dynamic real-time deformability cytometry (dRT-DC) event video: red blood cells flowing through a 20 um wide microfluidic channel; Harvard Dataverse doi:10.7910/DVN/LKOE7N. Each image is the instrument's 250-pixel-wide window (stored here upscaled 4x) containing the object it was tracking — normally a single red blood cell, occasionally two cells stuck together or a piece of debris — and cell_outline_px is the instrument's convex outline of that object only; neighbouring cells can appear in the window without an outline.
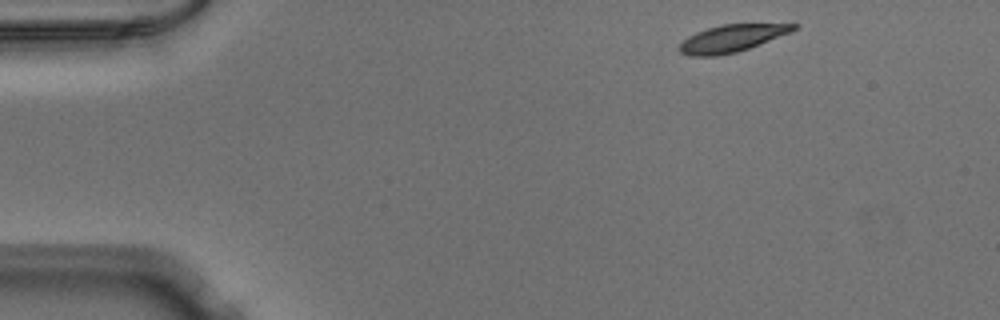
{"species": "Egyptian fruit bat (a non-hibernating species)", "species_latin": "Rousettus aegyptiacus", "temperature_condition": "warm", "stored_images_in_passage": 46, "camera_frame_rate_fps": 3000, "um_per_image_px": 0.085, "animal": {"sex": "male"}, "frame": {"image": 1, "passage_image": 1, "time_ms": 0.0, "image_size_px": [1000, 320], "cell_outline_px": [[800, 28], [748, 48], [736, 52], [716, 56], [692, 56], [680, 52], [676, 48], [688, 36], [696, 32], [720, 24], [800, 24]], "centroid_in_image_um": [62.17, 3.25], "position_along_channel_um": 22.8, "area_um2": 17.92}}
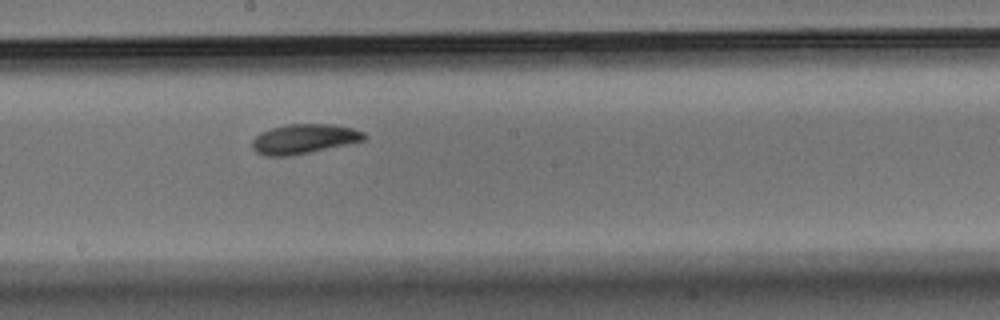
{"frame": {"image": 2, "passage_image": 23, "time_ms": 7.333, "image_size_px": [1000, 320], "cell_outline_px": [[368, 136], [364, 140], [308, 152], [288, 156], [264, 156], [256, 152], [252, 148], [252, 140], [260, 132], [272, 128], [288, 124], [332, 124], [352, 128], [364, 132]], "centroid_in_image_um": [25.81, 11.8], "position_along_channel_um": 222.4, "area_um2": 19.13}}
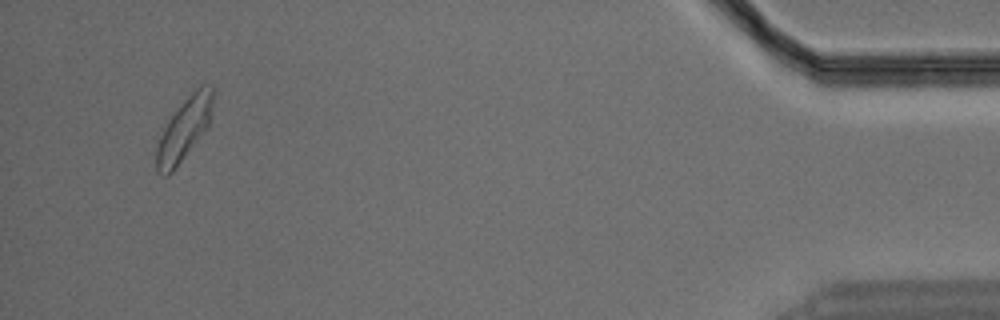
{"frame": {"image": 3, "passage_image": 44, "time_ms": 14.333, "image_size_px": [1000, 320], "cell_outline_px": [[216, 92], [208, 124], [172, 172], [168, 176], [164, 176], [156, 168], [156, 148], [160, 136], [168, 120], [180, 104], [200, 84], [212, 84], [216, 88]], "centroid_in_image_um": [15.68, 10.88], "position_along_channel_um": 419.5, "area_um2": 20.23}}